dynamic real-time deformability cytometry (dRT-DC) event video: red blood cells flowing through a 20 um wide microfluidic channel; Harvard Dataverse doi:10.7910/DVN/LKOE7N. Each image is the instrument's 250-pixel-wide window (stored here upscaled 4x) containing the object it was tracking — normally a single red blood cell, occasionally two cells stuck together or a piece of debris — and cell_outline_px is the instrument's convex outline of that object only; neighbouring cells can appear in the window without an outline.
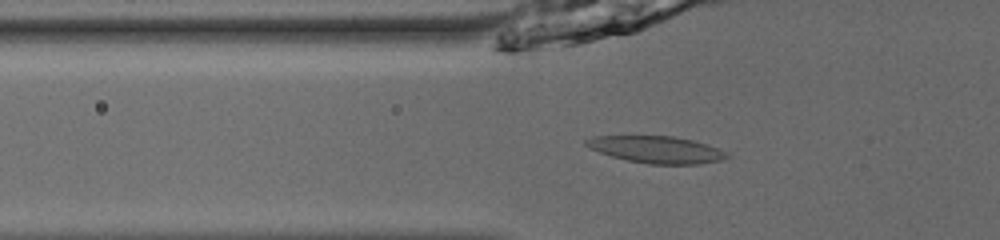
{"species": "common noctule bat (a hibernating species)", "species_latin": "Nyctalus noctula", "temperature_condition": "room temperature", "stored_images_in_passage": 53, "camera_frame_rate_fps": 3000, "um_per_image_px": 0.085, "animal": {"sex": "male", "body_mass_g": 13.0, "forearm_length_mm": 53.1}, "frame": {"image": 1, "passage_image": 20, "time_ms": 6.333, "image_size_px": [1000, 240], "cell_outline_px": [[732, 156], [720, 160], [700, 164], [648, 164], [628, 160], [612, 156], [600, 152], [584, 144], [584, 140], [592, 136], [672, 136], [692, 140], [728, 152]], "centroid_in_image_um": [55.81, 12.71], "position_along_channel_um": 70.0, "area_um2": 21.91}}
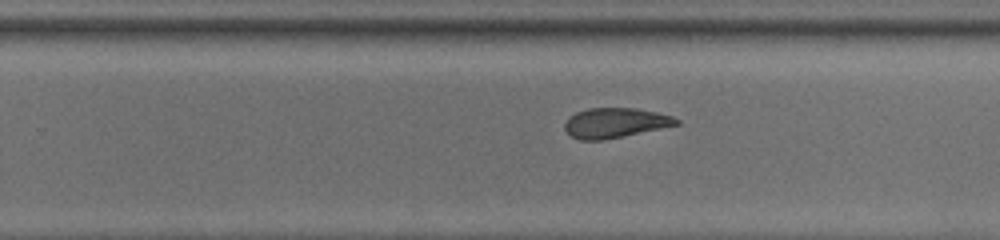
{"frame": {"image": 2, "passage_image": 36, "time_ms": 11.667, "image_size_px": [1000, 240], "cell_outline_px": [[680, 124], [600, 140], [580, 140], [572, 136], [564, 128], [564, 124], [568, 116], [576, 112], [588, 108], [636, 108], [656, 112], [672, 116], [680, 120]], "centroid_in_image_um": [52.25, 10.42], "position_along_channel_um": 277.5, "area_um2": 19.19}}
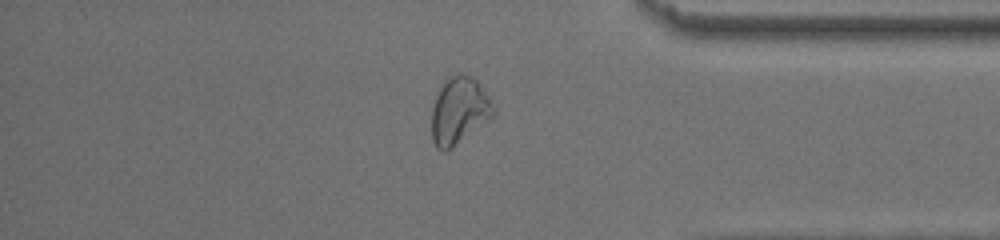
{"frame": {"image": 3, "passage_image": 46, "time_ms": 15.0, "image_size_px": [1000, 240], "cell_outline_px": [[496, 112], [488, 120], [452, 148], [444, 152], [436, 148], [432, 140], [432, 108], [440, 84], [444, 80], [460, 72], [472, 76], [480, 84], [496, 108]], "centroid_in_image_um": [39.02, 9.39], "position_along_channel_um": 396.2, "area_um2": 24.22}, "authors_computed_cell_mechanics": {"area_um2": 21.5016, "velocity_mm_per_s": 3.9072, "shape_relaxation_time_tau1_ms": 3.2029, "shape_relaxation_time_tau2_ms": 2.697, "deformation_change_tau1": 0.1383, "deformation_change_tau2": 0.0979}}